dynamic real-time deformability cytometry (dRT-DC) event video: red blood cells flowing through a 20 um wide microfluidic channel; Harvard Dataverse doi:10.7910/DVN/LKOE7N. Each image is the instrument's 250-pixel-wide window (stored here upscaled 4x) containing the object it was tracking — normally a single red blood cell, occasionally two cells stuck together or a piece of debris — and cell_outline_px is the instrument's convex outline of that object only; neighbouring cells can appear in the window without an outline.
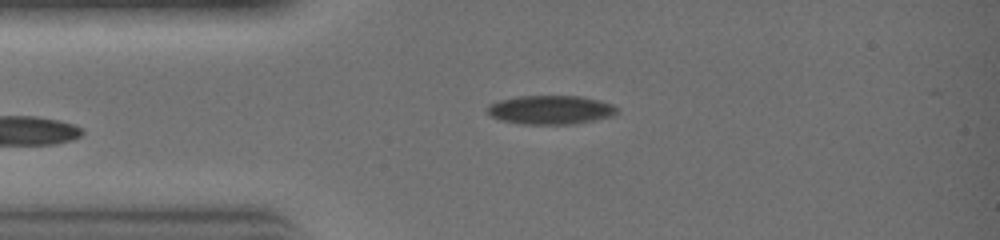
{"species": "common noctule bat (a hibernating species)", "species_latin": "Nyctalus noctula", "temperature_condition": "warm", "stored_images_in_passage": 25, "camera_frame_rate_fps": 3000, "um_per_image_px": 0.085, "animal": {"sex": "female", "body_mass_g": 19.0, "forearm_length_mm": 51.5}, "frame": {"image": 1, "passage_image": 1, "time_ms": 0.0, "image_size_px": [1000, 240], "cell_outline_px": [[616, 112], [612, 116], [596, 120], [572, 124], [520, 124], [500, 120], [492, 116], [488, 112], [488, 104], [500, 100], [520, 96], [580, 96], [612, 104], [616, 108]], "centroid_in_image_um": [46.78, 9.34], "position_along_channel_um": 38.2, "area_um2": 21.62}}
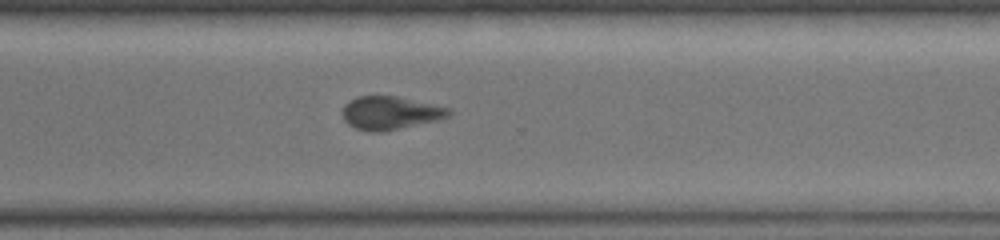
{"frame": {"image": 2, "passage_image": 16, "time_ms": 5.0, "image_size_px": [1000, 240], "cell_outline_px": [[452, 112], [448, 116], [436, 120], [376, 132], [372, 132], [356, 128], [348, 124], [344, 120], [344, 104], [348, 100], [356, 96], [396, 96], [452, 108]], "centroid_in_image_um": [33.16, 9.57], "position_along_channel_um": 337.4, "area_um2": 20.17}}
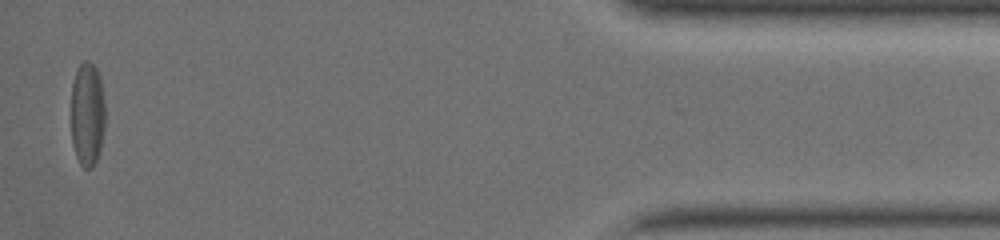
{"frame": {"image": 3, "passage_image": 24, "time_ms": 7.667, "image_size_px": [1000, 240], "cell_outline_px": [[104, 132], [100, 148], [96, 160], [92, 168], [84, 168], [80, 164], [76, 156], [72, 144], [72, 84], [76, 72], [80, 64], [84, 60], [88, 60], [96, 68], [100, 80], [104, 100]], "centroid_in_image_um": [7.42, 9.72], "position_along_channel_um": 427.8, "area_um2": 20.52}}